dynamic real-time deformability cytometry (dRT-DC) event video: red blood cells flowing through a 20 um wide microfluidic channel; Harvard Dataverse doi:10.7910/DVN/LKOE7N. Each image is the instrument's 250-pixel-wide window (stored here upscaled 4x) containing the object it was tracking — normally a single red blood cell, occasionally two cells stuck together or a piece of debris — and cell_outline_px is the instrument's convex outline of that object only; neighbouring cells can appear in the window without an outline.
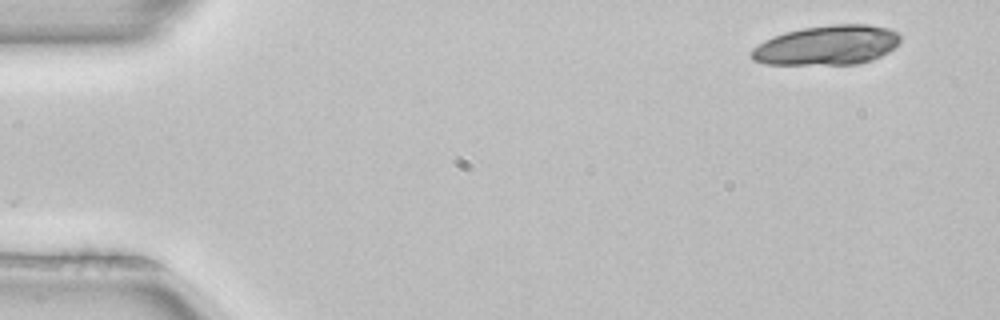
{"species": "common noctule bat (a hibernating species)", "species_latin": "Nyctalus noctula", "temperature_condition": "room temperature", "stored_images_in_passage": 4, "camera_frame_rate_fps": 3000, "um_per_image_px": 0.085, "animal": {"sex": "female", "body_mass_g": 22.7, "forearm_length_mm": 54.2}, "frame": {"image": 1, "passage_image": 1, "time_ms": 0.0, "image_size_px": [1000, 320], "cell_outline_px": [[900, 44], [896, 48], [872, 60], [856, 64], [764, 64], [752, 60], [748, 52], [752, 48], [764, 40], [772, 36], [784, 32], [804, 28], [832, 24], [868, 24], [888, 28], [896, 32], [900, 36]], "centroid_in_image_um": [70.28, 3.84], "position_along_channel_um": 14.7, "area_um2": 34.68}}